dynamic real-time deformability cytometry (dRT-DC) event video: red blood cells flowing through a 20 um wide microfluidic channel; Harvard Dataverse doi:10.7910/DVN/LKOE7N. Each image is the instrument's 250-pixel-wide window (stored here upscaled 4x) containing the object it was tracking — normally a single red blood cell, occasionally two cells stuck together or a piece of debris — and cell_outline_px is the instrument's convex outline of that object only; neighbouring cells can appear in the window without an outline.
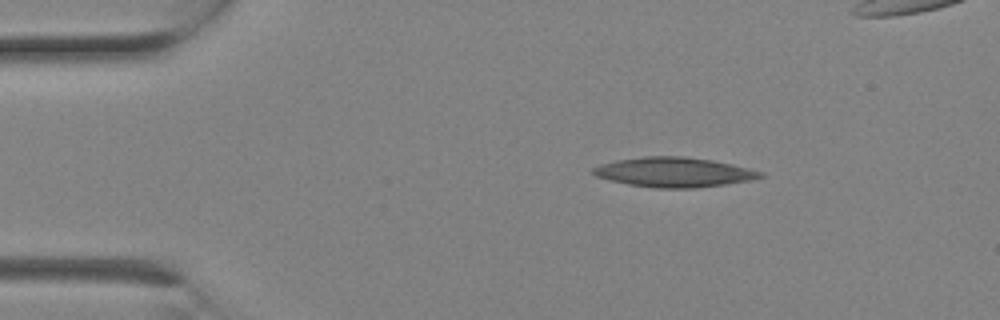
{"species": "Egyptian fruit bat (a non-hibernating species)", "species_latin": "Rousettus aegyptiacus", "temperature_condition": "room temperature", "stored_images_in_passage": 3, "camera_frame_rate_fps": 3000, "um_per_image_px": 0.085, "animal": {"sex": "female"}, "frame": {"image": 1, "passage_image": 1, "time_ms": 0.0, "image_size_px": [1000, 320], "cell_outline_px": [[764, 176], [752, 180], [696, 188], [656, 188], [628, 184], [596, 176], [592, 172], [592, 168], [600, 164], [616, 160], [644, 156], [684, 156], [712, 160], [732, 164], [764, 172]], "centroid_in_image_um": [57.3, 14.63], "position_along_channel_um": 27.7, "area_um2": 28.9}}
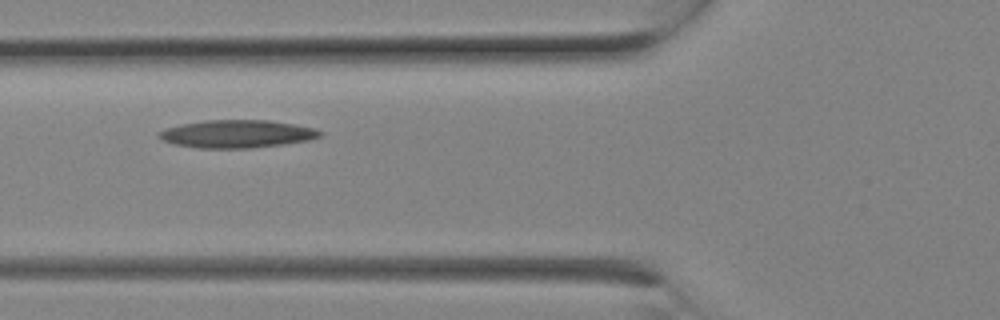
{"frame": {"image": 2, "passage_image": 3, "time_ms": 0.667, "image_size_px": [1000, 320], "cell_outline_px": [[324, 132], [320, 136], [308, 140], [284, 144], [252, 148], [196, 148], [172, 144], [156, 136], [156, 132], [164, 128], [180, 124], [208, 120], [268, 120], [292, 124], [312, 128]], "centroid_in_image_um": [20.06, 11.38], "position_along_channel_um": 105.7, "area_um2": 26.18}}